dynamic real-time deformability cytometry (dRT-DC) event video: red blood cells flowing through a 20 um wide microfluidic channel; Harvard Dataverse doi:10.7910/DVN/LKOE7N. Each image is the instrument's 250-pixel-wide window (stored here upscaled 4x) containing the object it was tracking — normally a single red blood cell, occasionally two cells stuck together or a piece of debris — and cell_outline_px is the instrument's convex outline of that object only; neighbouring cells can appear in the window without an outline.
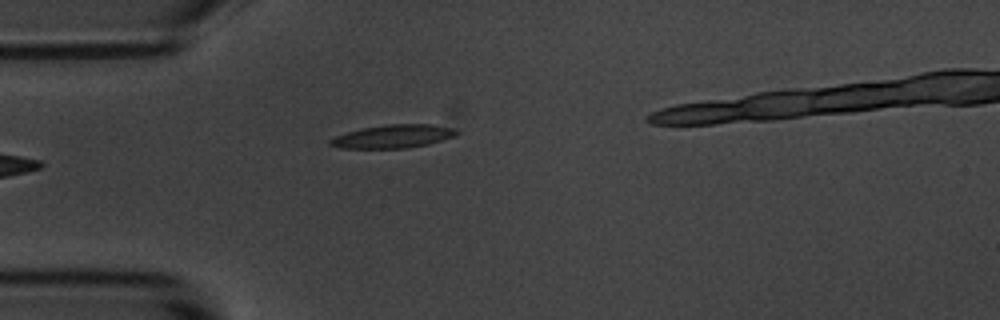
{"species": "common noctule bat (a hibernating species)", "species_latin": "Nyctalus noctula", "temperature_condition": "room temperature", "stored_images_in_passage": 5, "camera_frame_rate_fps": 3000, "um_per_image_px": 0.085, "animal": {"sex": "male", "body_mass_g": 20.1, "forearm_length_mm": 53.5}, "frame": {"image": 1, "passage_image": 5, "time_ms": 4.667, "image_size_px": [1000, 320], "cell_outline_px": [[460, 132], [456, 136], [428, 144], [408, 148], [340, 148], [328, 144], [328, 140], [336, 136], [360, 128], [384, 124], [432, 124], [452, 128]], "centroid_in_image_um": [33.42, 11.59], "position_along_channel_um": 51.6, "area_um2": 17.22}}